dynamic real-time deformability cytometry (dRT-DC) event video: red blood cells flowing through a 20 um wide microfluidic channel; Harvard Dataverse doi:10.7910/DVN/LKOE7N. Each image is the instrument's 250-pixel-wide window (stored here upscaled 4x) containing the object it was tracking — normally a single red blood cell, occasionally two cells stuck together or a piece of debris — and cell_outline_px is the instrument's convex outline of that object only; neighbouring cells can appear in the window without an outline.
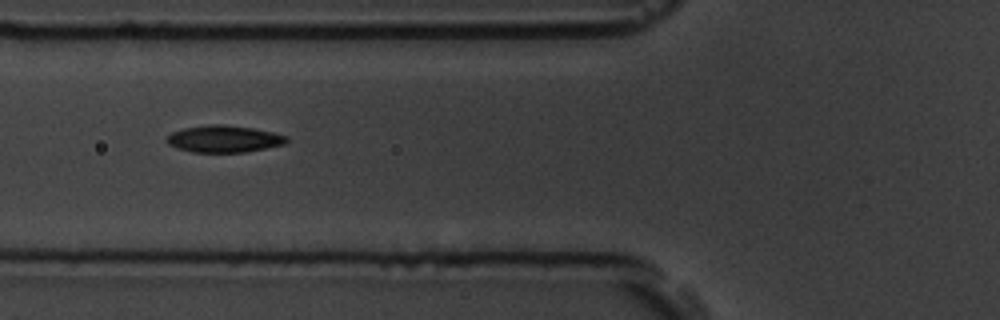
{"species": "common noctule bat (a hibernating species)", "species_latin": "Nyctalus noctula", "temperature_condition": "room temperature", "stored_images_in_passage": 9, "camera_frame_rate_fps": 3000, "um_per_image_px": 0.085, "animal": {"sex": "male", "body_mass_g": 19.5, "forearm_length_mm": 54.6}, "frame": {"image": 1, "passage_image": 4, "time_ms": 1.0, "image_size_px": [1000, 320], "cell_outline_px": [[288, 140], [284, 144], [244, 152], [192, 152], [176, 148], [168, 144], [164, 140], [172, 132], [184, 128], [208, 124], [224, 124], [252, 128], [272, 132], [288, 136]], "centroid_in_image_um": [19.0, 11.8], "position_along_channel_um": 106.8, "area_um2": 18.79}}
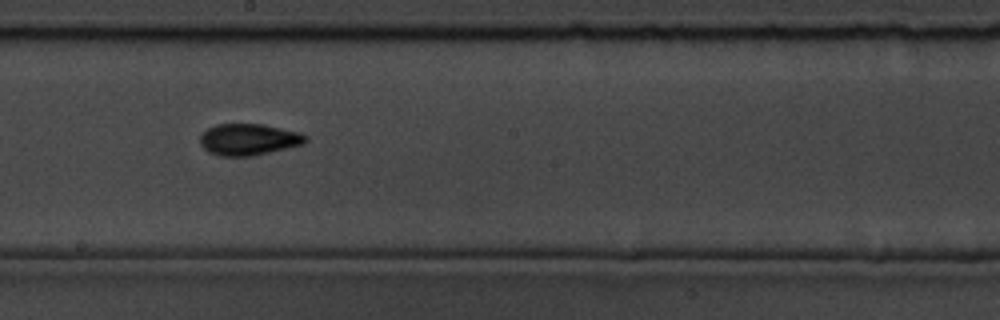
{"frame": {"image": 2, "passage_image": 7, "time_ms": 2.0, "image_size_px": [1000, 320], "cell_outline_px": [[308, 140], [304, 144], [252, 156], [220, 156], [208, 152], [200, 144], [200, 136], [208, 128], [216, 124], [264, 124], [300, 132], [308, 136]], "centroid_in_image_um": [21.15, 11.85], "position_along_channel_um": 227.0, "area_um2": 19.48}}
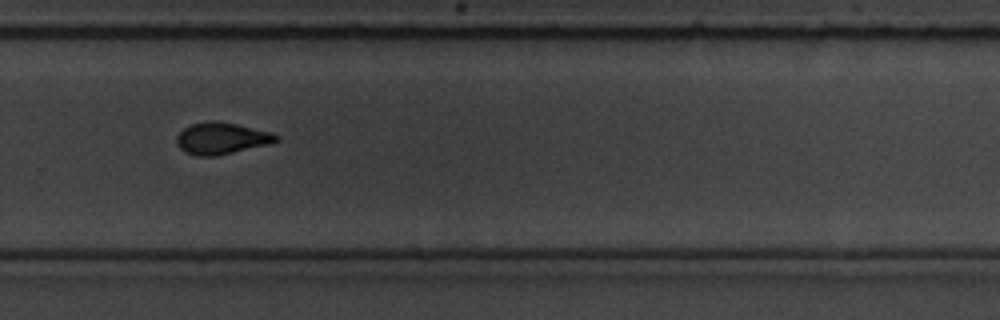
{"frame": {"image": 3, "passage_image": 9, "time_ms": 2.667, "image_size_px": [1000, 320], "cell_outline_px": [[280, 140], [272, 144], [216, 156], [196, 156], [184, 152], [176, 144], [176, 136], [184, 128], [192, 124], [212, 120], [236, 124], [272, 132]], "centroid_in_image_um": [18.83, 11.77], "position_along_channel_um": 311.0, "area_um2": 18.5}}